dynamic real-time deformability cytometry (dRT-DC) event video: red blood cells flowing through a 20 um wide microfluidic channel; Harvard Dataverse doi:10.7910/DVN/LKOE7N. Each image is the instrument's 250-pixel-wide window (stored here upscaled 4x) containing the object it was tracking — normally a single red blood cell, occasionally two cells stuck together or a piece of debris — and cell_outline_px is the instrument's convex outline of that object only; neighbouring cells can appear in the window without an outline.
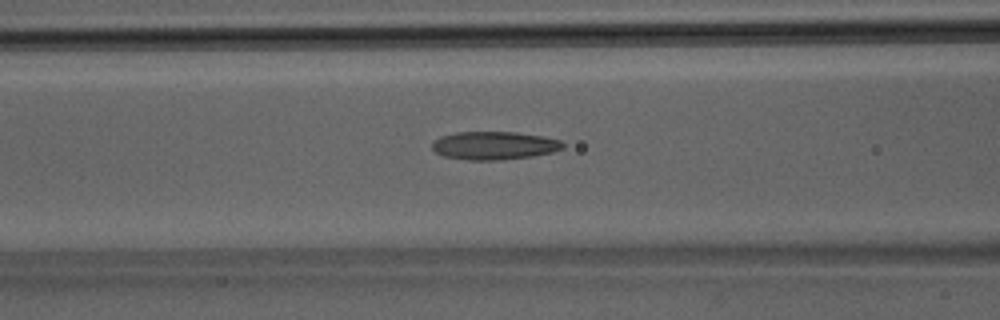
{"species": "Egyptian fruit bat (a non-hibernating species)", "species_latin": "Rousettus aegyptiacus", "temperature_condition": "room temperature", "stored_images_in_passage": 40, "camera_frame_rate_fps": 3000, "um_per_image_px": 0.085, "animal": {"sex": "male"}, "frame": {"image": 1, "passage_image": 17, "time_ms": 5.333, "image_size_px": [1000, 320], "cell_outline_px": [[564, 148], [552, 152], [532, 156], [500, 160], [468, 160], [444, 156], [436, 152], [432, 148], [432, 144], [440, 136], [456, 132], [516, 132], [544, 136], [560, 140], [564, 144]], "centroid_in_image_um": [42.02, 12.37], "position_along_channel_um": 124.6, "area_um2": 21.44}}
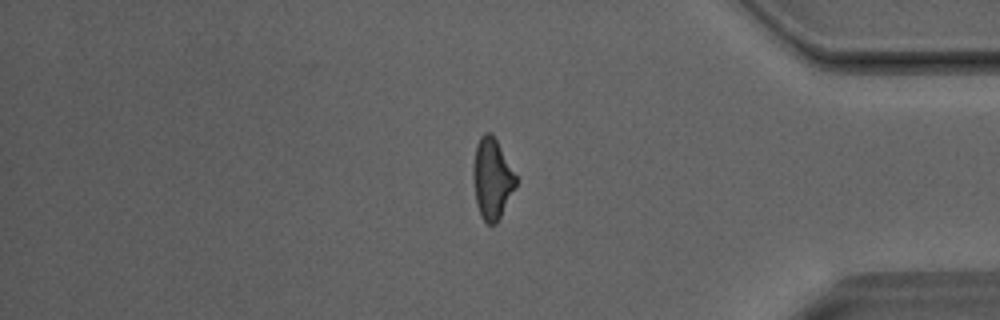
{"frame": {"image": 2, "passage_image": 34, "time_ms": 11.0, "image_size_px": [1000, 320], "cell_outline_px": [[516, 188], [496, 224], [488, 224], [480, 216], [476, 204], [472, 176], [472, 168], [476, 144], [480, 136], [484, 132], [492, 132], [516, 176]], "centroid_in_image_um": [41.8, 15.18], "position_along_channel_um": 393.4, "area_um2": 20.23}}
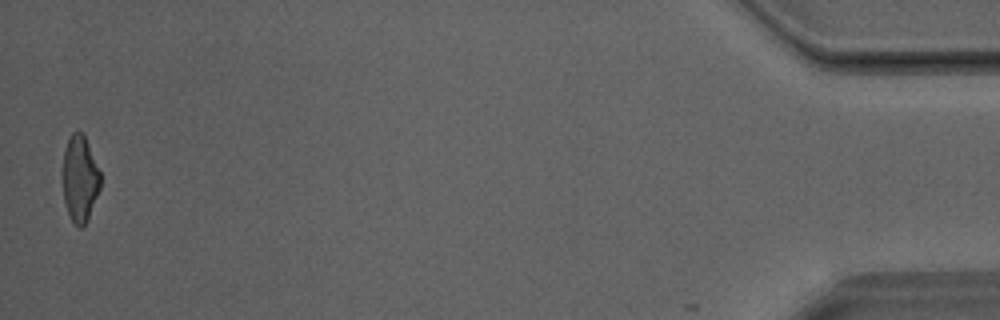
{"frame": {"image": 3, "passage_image": 40, "time_ms": 13.0, "image_size_px": [1000, 320], "cell_outline_px": [[100, 188], [88, 220], [80, 228], [72, 220], [64, 204], [60, 176], [60, 172], [64, 148], [72, 132], [84, 132], [100, 172]], "centroid_in_image_um": [6.74, 15.16], "position_along_channel_um": 428.5, "area_um2": 19.59}}